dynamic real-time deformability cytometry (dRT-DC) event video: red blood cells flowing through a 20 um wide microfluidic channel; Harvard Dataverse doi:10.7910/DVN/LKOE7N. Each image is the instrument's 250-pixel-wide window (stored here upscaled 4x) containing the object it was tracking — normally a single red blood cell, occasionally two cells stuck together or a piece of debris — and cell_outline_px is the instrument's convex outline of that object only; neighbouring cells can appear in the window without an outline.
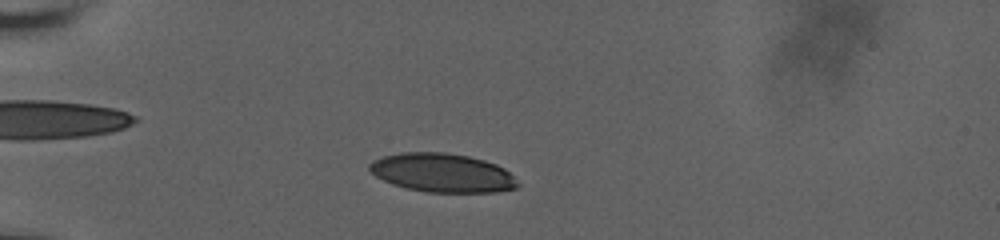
{"species": "human", "species_latin": "Homo sapiens", "temperature_condition": "room temperature", "stored_images_in_passage": 50, "camera_frame_rate_fps": 3000, "um_per_image_px": 0.085, "donor": {"sex": "male"}, "frame": {"image": 1, "passage_image": 9, "time_ms": 2.667, "image_size_px": [1000, 240], "cell_outline_px": [[520, 184], [516, 188], [496, 192], [428, 192], [408, 188], [392, 184], [376, 176], [368, 168], [368, 164], [372, 160], [384, 156], [400, 152], [444, 152], [468, 156], [484, 160], [496, 164], [504, 168]], "centroid_in_image_um": [37.59, 14.68], "position_along_channel_um": 47.4, "area_um2": 33.41}}
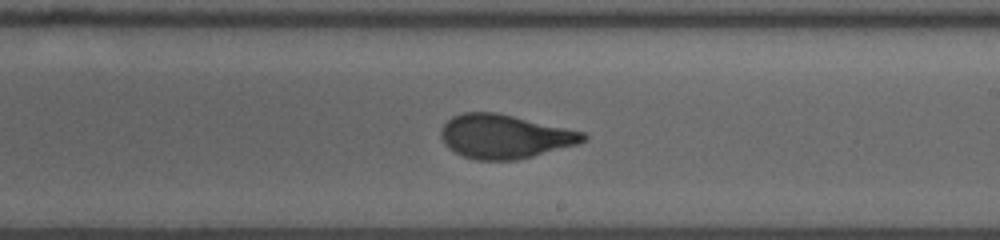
{"frame": {"image": 2, "passage_image": 28, "time_ms": 9.0, "image_size_px": [1000, 240], "cell_outline_px": [[588, 136], [580, 144], [516, 160], [476, 160], [464, 156], [448, 148], [444, 144], [440, 136], [440, 128], [452, 116], [464, 112], [496, 112], [584, 132]], "centroid_in_image_um": [42.87, 11.6], "position_along_channel_um": 246.1, "area_um2": 36.36}}
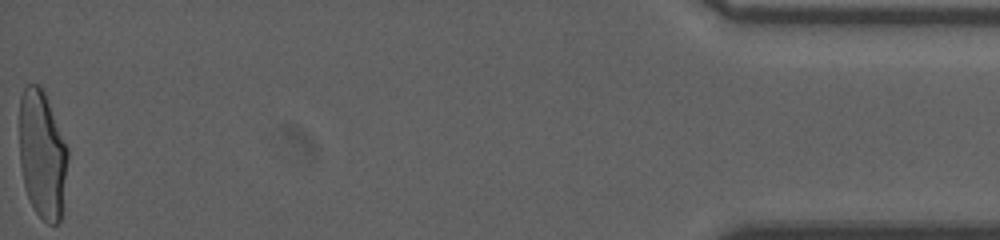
{"frame": {"image": 3, "passage_image": 50, "time_ms": 16.333, "image_size_px": [1000, 240], "cell_outline_px": [[68, 156], [60, 220], [56, 224], [48, 224], [36, 212], [28, 196], [24, 184], [20, 164], [20, 96], [24, 88], [28, 84], [40, 84], [44, 88], [68, 148]], "centroid_in_image_um": [3.59, 13.06], "position_along_channel_um": 431.6, "area_um2": 36.07}, "authors_computed_cell_mechanics": {"area_um2": 36.1539, "velocity_mm_per_s": 3.7154, "shape_relaxation_time_tau1_ms": 8.1374, "shape_relaxation_time_tau2_ms": 0.7168, "deformation_change_tau1": 0.2553, "deformation_change_tau2": 0.07}}